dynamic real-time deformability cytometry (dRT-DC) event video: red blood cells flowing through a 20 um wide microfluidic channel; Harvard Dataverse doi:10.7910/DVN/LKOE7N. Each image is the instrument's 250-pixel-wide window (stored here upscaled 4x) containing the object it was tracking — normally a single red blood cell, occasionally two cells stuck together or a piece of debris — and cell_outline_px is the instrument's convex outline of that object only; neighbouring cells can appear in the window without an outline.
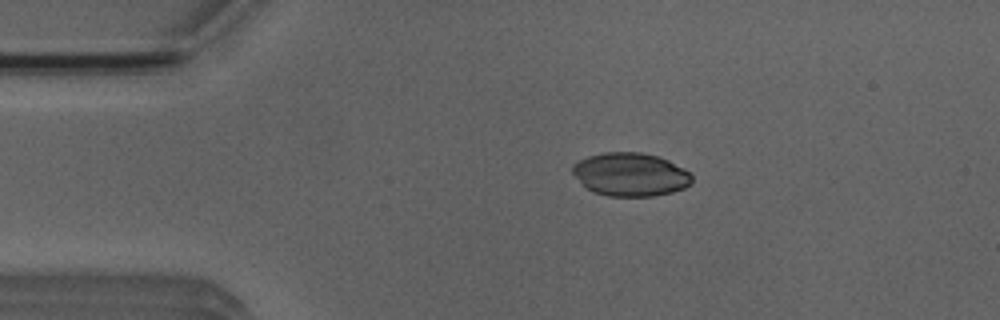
{"species": "Egyptian fruit bat (a non-hibernating species)", "species_latin": "Rousettus aegyptiacus", "temperature_condition": "room temperature", "stored_images_in_passage": 4, "camera_frame_rate_fps": 3000, "um_per_image_px": 0.085, "animal": {"sex": "male"}, "frame": {"image": 1, "passage_image": 3, "time_ms": 3.0, "image_size_px": [1000, 320], "cell_outline_px": [[692, 184], [684, 188], [672, 192], [652, 196], [608, 196], [592, 192], [572, 172], [572, 164], [588, 156], [604, 152], [640, 152], [660, 156], [692, 172]], "centroid_in_image_um": [53.63, 14.82], "position_along_channel_um": 31.4, "area_um2": 30.29}}